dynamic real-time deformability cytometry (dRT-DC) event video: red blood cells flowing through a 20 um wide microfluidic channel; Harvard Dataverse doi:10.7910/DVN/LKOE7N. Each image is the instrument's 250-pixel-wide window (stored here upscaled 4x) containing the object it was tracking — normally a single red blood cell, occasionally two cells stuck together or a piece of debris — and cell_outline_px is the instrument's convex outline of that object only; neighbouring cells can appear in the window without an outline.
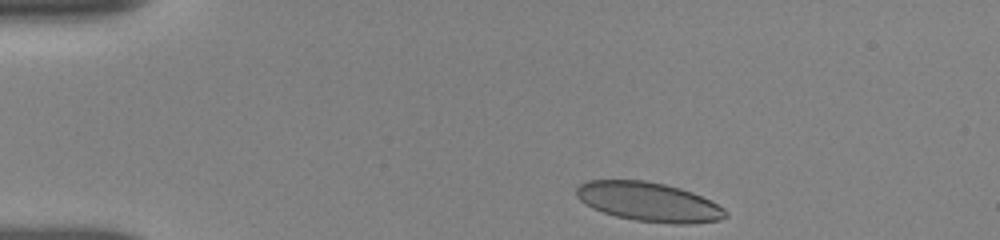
{"species": "human", "species_latin": "Homo sapiens", "temperature_condition": "room temperature", "stored_images_in_passage": 15, "camera_frame_rate_fps": 3000, "um_per_image_px": 0.085, "donor": {"sex": "female"}, "frame": {"image": 1, "passage_image": 1, "time_ms": 0.0, "image_size_px": [1000, 240], "cell_outline_px": [[728, 216], [720, 220], [688, 224], [672, 224], [636, 220], [616, 216], [592, 208], [580, 200], [576, 196], [576, 188], [580, 184], [588, 180], [644, 180], [664, 184], [680, 188], [692, 192], [724, 208], [728, 212]], "centroid_in_image_um": [55.14, 17.16], "position_along_channel_um": 29.9, "area_um2": 33.93}}
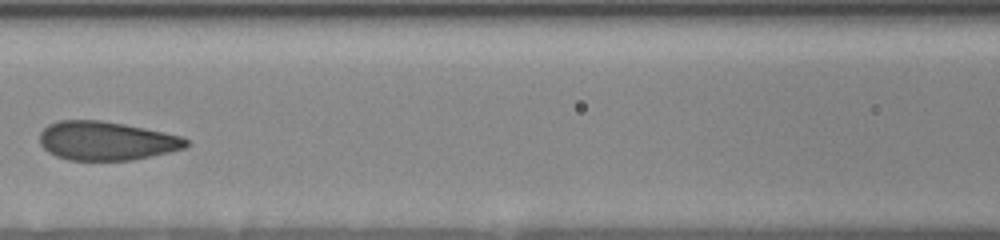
{"frame": {"image": 2, "passage_image": 11, "time_ms": 5.0, "image_size_px": [1000, 240], "cell_outline_px": [[192, 144], [184, 148], [168, 152], [132, 160], [68, 160], [56, 156], [48, 152], [40, 144], [40, 132], [48, 124], [60, 120], [100, 120], [124, 124], [184, 136]], "centroid_in_image_um": [9.05, 11.97], "position_along_channel_um": 157.6, "area_um2": 33.23}}
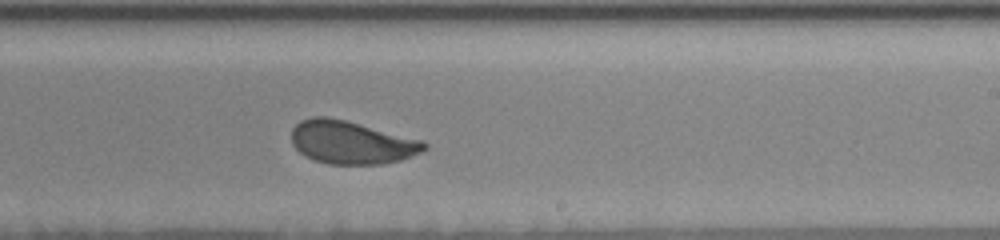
{"frame": {"image": 3, "passage_image": 15, "time_ms": 7.667, "image_size_px": [1000, 240], "cell_outline_px": [[428, 148], [412, 156], [400, 160], [380, 164], [328, 164], [304, 156], [292, 144], [292, 128], [300, 120], [312, 116], [328, 116], [424, 140], [428, 144]], "centroid_in_image_um": [29.87, 12.1], "position_along_channel_um": 259.1, "area_um2": 33.35}}